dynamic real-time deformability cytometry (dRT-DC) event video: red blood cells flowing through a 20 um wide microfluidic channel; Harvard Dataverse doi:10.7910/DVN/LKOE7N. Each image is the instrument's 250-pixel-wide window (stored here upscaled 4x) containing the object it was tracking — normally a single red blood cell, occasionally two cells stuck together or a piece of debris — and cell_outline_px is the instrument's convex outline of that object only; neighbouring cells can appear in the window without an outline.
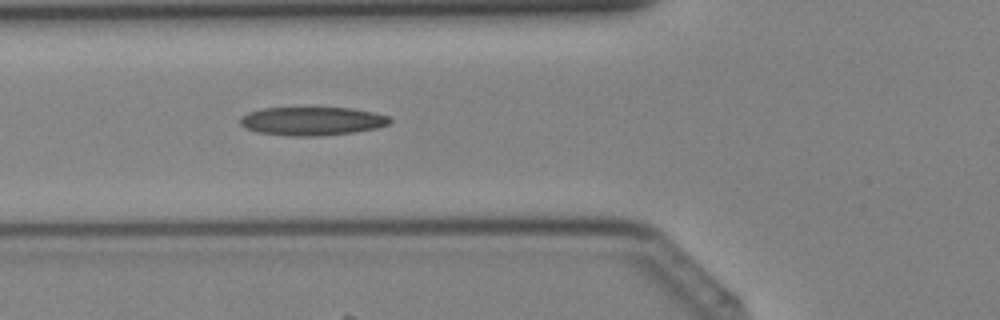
{"species": "Egyptian fruit bat (a non-hibernating species)", "species_latin": "Rousettus aegyptiacus", "temperature_condition": "cold", "stored_images_in_passage": 4, "camera_frame_rate_fps": 3000, "um_per_image_px": 0.085, "animal": {"sex": "female"}, "frame": {"image": 1, "passage_image": 4, "time_ms": 1.0, "image_size_px": [1000, 320], "cell_outline_px": [[392, 120], [388, 124], [376, 128], [352, 132], [320, 136], [292, 136], [260, 132], [244, 128], [240, 124], [240, 116], [248, 112], [264, 108], [352, 108], [376, 112], [388, 116]], "centroid_in_image_um": [26.53, 10.29], "position_along_channel_um": 99.3, "area_um2": 24.8}}